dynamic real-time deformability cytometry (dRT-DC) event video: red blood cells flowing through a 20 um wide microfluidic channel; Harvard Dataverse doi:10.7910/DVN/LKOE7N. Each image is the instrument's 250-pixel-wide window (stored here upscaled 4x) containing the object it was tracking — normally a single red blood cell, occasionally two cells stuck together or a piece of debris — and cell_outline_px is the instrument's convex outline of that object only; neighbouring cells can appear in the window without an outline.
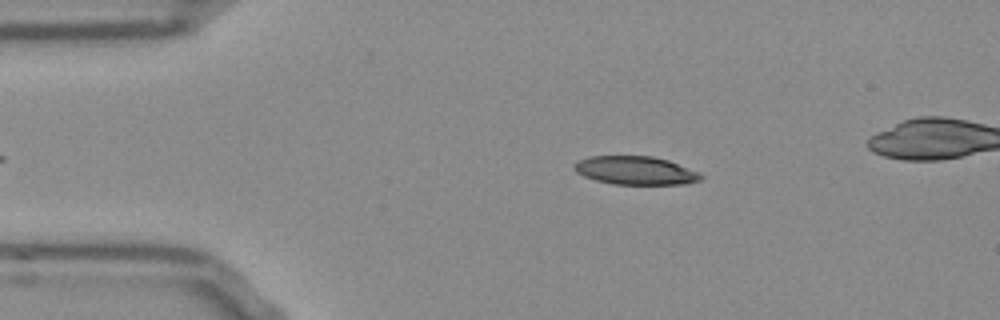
{"species": "Egyptian fruit bat (a non-hibernating species)", "species_latin": "Rousettus aegyptiacus", "temperature_condition": "room temperature", "stored_images_in_passage": 43, "camera_frame_rate_fps": 3000, "um_per_image_px": 0.085, "frame": {"image": 1, "passage_image": 7, "time_ms": 2.0, "image_size_px": [1000, 320], "cell_outline_px": [[704, 176], [700, 180], [688, 184], [612, 184], [596, 180], [584, 176], [576, 172], [572, 168], [572, 164], [576, 160], [588, 156], [652, 156], [668, 160], [700, 172]], "centroid_in_image_um": [53.99, 14.48], "position_along_channel_um": 31.0, "area_um2": 21.21}}
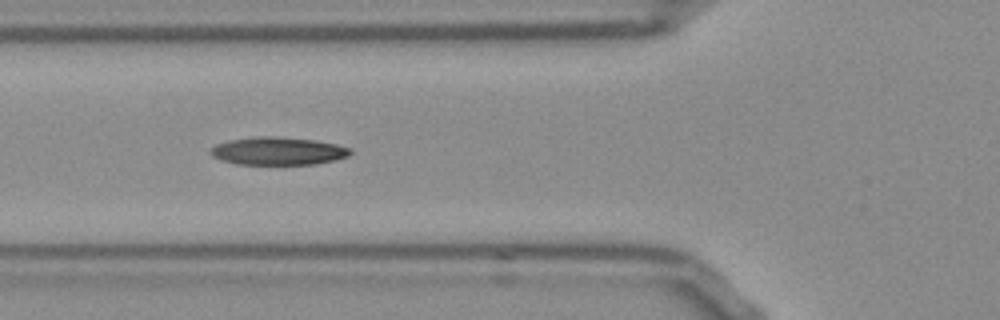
{"frame": {"image": 2, "passage_image": 16, "time_ms": 5.0, "image_size_px": [1000, 320], "cell_outline_px": [[352, 152], [348, 156], [336, 160], [316, 164], [236, 164], [220, 160], [212, 156], [208, 152], [216, 144], [228, 140], [252, 136], [276, 136], [316, 140], [336, 144], [352, 148]], "centroid_in_image_um": [23.63, 12.83], "position_along_channel_um": 102.2, "area_um2": 23.0}}
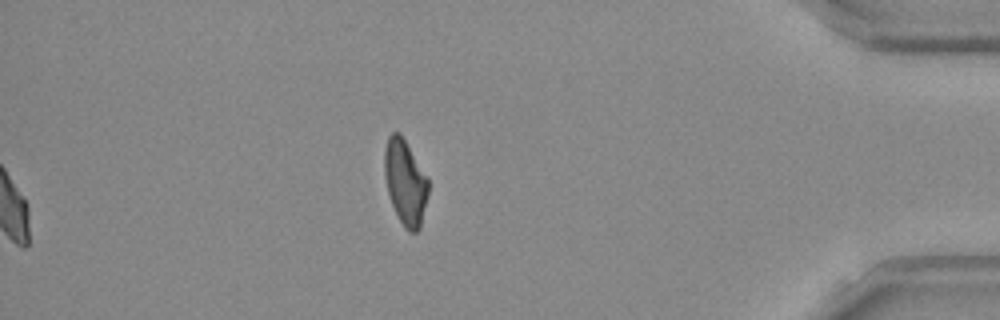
{"frame": {"image": 3, "passage_image": 43, "time_ms": 14.0, "image_size_px": [1000, 320], "cell_outline_px": [[428, 192], [420, 228], [416, 232], [408, 232], [404, 228], [392, 204], [388, 192], [384, 176], [384, 152], [388, 136], [392, 132], [400, 132], [428, 180]], "centroid_in_image_um": [34.42, 15.5], "position_along_channel_um": 400.8, "area_um2": 21.39}, "authors_computed_cell_mechanics": {"area_um2": 22.1952, "velocity_mm_per_s": 3.8094, "shape_relaxation_time_tau1_ms": null, "shape_relaxation_time_tau2_ms": 4.9827, "deformation_change_tau1": null, "deformation_change_tau2": 0.137}}